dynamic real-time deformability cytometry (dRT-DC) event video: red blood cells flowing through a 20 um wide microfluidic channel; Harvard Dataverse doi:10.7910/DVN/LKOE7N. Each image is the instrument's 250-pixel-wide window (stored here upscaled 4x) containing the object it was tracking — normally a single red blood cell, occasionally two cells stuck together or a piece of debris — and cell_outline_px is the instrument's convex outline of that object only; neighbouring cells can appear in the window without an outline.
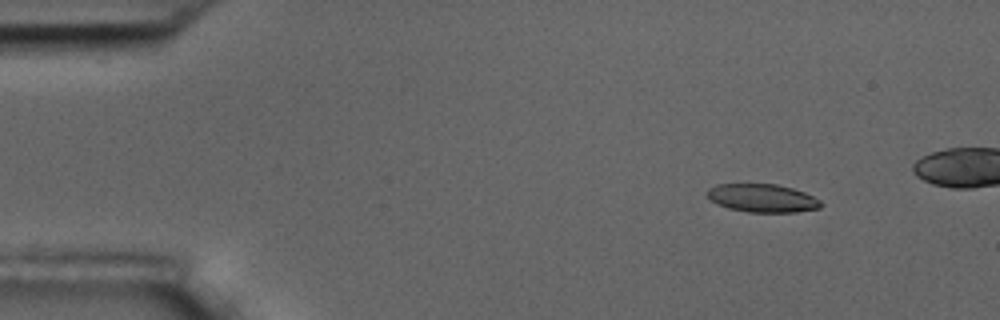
{"species": "common noctule bat (a hibernating species)", "species_latin": "Nyctalus noctula", "temperature_condition": "room temperature", "stored_images_in_passage": 6, "segment_of_instrument_passage": [1, 2], "camera_frame_rate_fps": 3000, "um_per_image_px": 0.085, "animal": {"sex": "male", "body_mass_g": 17.5, "forearm_length_mm": 52.3}, "frame": {"image": 1, "passage_image": 2, "time_ms": 1.333, "image_size_px": [1000, 320], "cell_outline_px": [[824, 204], [820, 208], [796, 212], [748, 212], [728, 208], [712, 200], [708, 196], [708, 188], [716, 184], [776, 184], [792, 188], [804, 192], [820, 200]], "centroid_in_image_um": [64.84, 16.84], "position_along_channel_um": 20.2, "area_um2": 18.55}}